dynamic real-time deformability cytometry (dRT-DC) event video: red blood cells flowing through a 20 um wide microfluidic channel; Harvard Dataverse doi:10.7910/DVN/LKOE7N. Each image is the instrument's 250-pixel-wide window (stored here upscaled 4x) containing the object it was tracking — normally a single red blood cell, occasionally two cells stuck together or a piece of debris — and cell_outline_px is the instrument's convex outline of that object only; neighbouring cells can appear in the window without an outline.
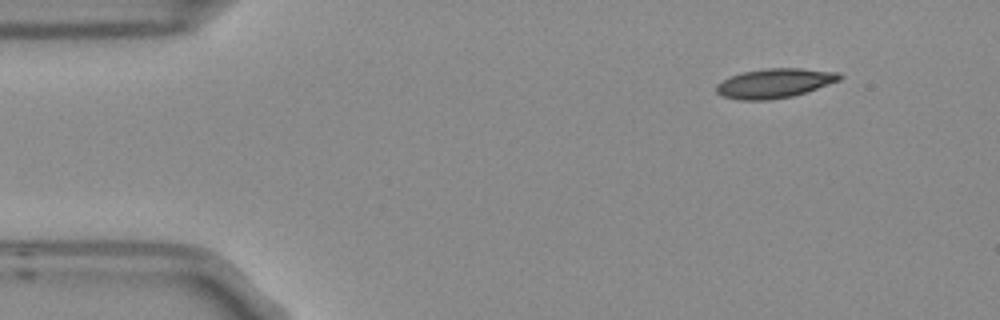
{"species": "Egyptian fruit bat (a non-hibernating species)", "species_latin": "Rousettus aegyptiacus", "temperature_condition": "room temperature", "stored_images_in_passage": 5, "camera_frame_rate_fps": 3000, "um_per_image_px": 0.085, "frame": {"image": 1, "passage_image": 1, "time_ms": 0.0, "image_size_px": [1000, 320], "cell_outline_px": [[844, 76], [840, 80], [792, 96], [768, 100], [740, 100], [720, 96], [716, 92], [716, 84], [732, 76], [744, 72], [764, 68], [800, 68], [836, 72]], "centroid_in_image_um": [65.81, 7.07], "position_along_channel_um": 19.2, "area_um2": 20.92}}
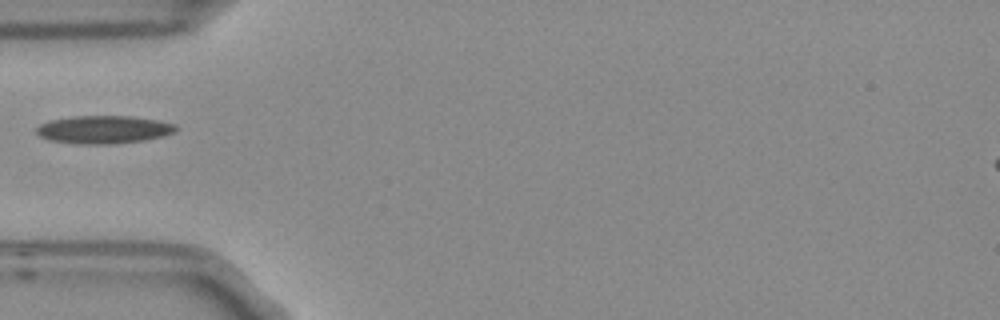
{"frame": {"image": 2, "passage_image": 4, "time_ms": 1.0, "image_size_px": [1000, 320], "cell_outline_px": [[176, 128], [172, 132], [160, 136], [144, 140], [108, 144], [80, 144], [52, 140], [40, 136], [36, 132], [36, 128], [40, 124], [52, 120], [72, 116], [132, 116], [160, 120], [176, 124]], "centroid_in_image_um": [8.81, 11.0], "position_along_channel_um": 76.2, "area_um2": 22.43}}